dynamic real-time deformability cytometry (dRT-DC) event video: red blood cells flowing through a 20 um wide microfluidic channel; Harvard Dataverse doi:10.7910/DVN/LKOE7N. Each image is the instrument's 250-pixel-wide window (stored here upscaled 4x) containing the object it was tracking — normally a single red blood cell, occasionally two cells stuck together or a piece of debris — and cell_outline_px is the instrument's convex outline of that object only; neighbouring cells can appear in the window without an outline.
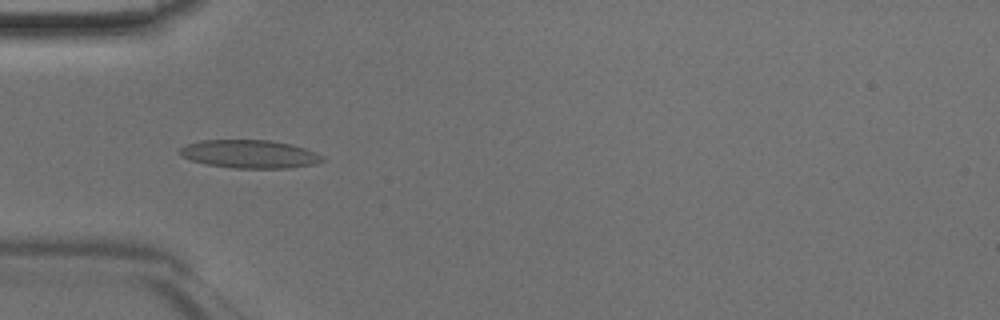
{"species": "Egyptian fruit bat (a non-hibernating species)", "species_latin": "Rousettus aegyptiacus", "temperature_condition": "room temperature", "stored_images_in_passage": 45, "camera_frame_rate_fps": 3000, "um_per_image_px": 0.085, "animal": {"sex": "male"}, "frame": {"image": 1, "passage_image": 13, "time_ms": 4.0, "image_size_px": [1000, 320], "cell_outline_px": [[324, 160], [312, 164], [288, 168], [236, 168], [208, 164], [192, 160], [180, 156], [176, 152], [180, 148], [188, 144], [200, 140], [268, 140], [292, 144], [316, 152], [324, 156]], "centroid_in_image_um": [21.2, 13.09], "position_along_channel_um": 63.8, "area_um2": 23.35}}
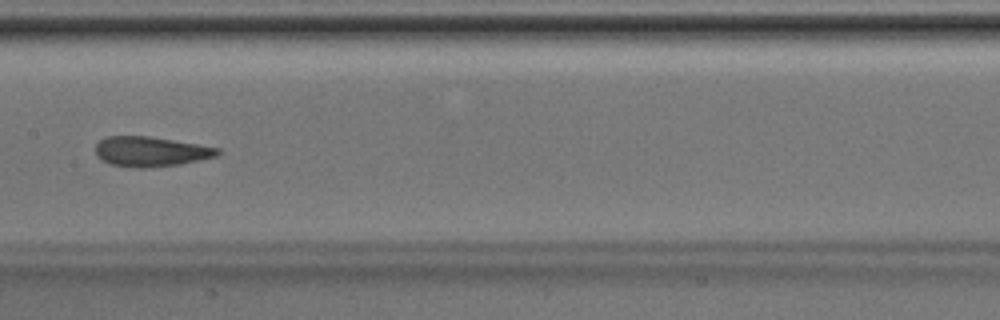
{"frame": {"image": 2, "passage_image": 22, "time_ms": 7.0, "image_size_px": [1000, 320], "cell_outline_px": [[220, 152], [216, 156], [200, 160], [180, 164], [144, 168], [136, 168], [112, 164], [96, 156], [96, 144], [104, 136], [148, 136], [220, 148]], "centroid_in_image_um": [12.8, 12.88], "position_along_channel_um": 194.6, "area_um2": 21.1}}
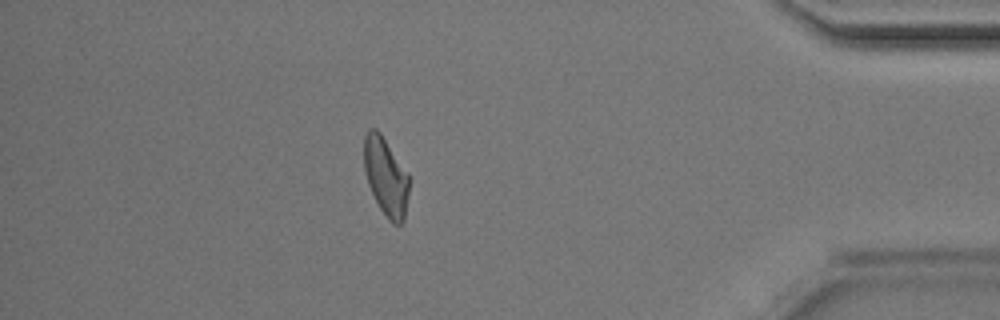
{"frame": {"image": 3, "passage_image": 39, "time_ms": 12.667, "image_size_px": [1000, 320], "cell_outline_px": [[408, 192], [404, 220], [400, 224], [392, 224], [388, 220], [380, 208], [368, 184], [364, 168], [364, 136], [368, 128], [376, 128], [380, 132], [408, 172]], "centroid_in_image_um": [32.79, 14.99], "position_along_channel_um": 402.4, "area_um2": 20.46}}